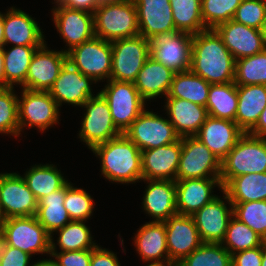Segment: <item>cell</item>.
I'll list each match as a JSON object with an SVG mask.
<instances>
[{
  "instance_id": "cell-1",
  "label": "cell",
  "mask_w": 266,
  "mask_h": 266,
  "mask_svg": "<svg viewBox=\"0 0 266 266\" xmlns=\"http://www.w3.org/2000/svg\"><path fill=\"white\" fill-rule=\"evenodd\" d=\"M235 61L215 29L192 36L190 70L209 84L234 82Z\"/></svg>"
},
{
  "instance_id": "cell-2",
  "label": "cell",
  "mask_w": 266,
  "mask_h": 266,
  "mask_svg": "<svg viewBox=\"0 0 266 266\" xmlns=\"http://www.w3.org/2000/svg\"><path fill=\"white\" fill-rule=\"evenodd\" d=\"M91 151L101 161V175L109 182L131 184L142 180L141 150L124 134Z\"/></svg>"
},
{
  "instance_id": "cell-3",
  "label": "cell",
  "mask_w": 266,
  "mask_h": 266,
  "mask_svg": "<svg viewBox=\"0 0 266 266\" xmlns=\"http://www.w3.org/2000/svg\"><path fill=\"white\" fill-rule=\"evenodd\" d=\"M266 172V138L244 133L221 161L220 182L224 188L233 178Z\"/></svg>"
},
{
  "instance_id": "cell-4",
  "label": "cell",
  "mask_w": 266,
  "mask_h": 266,
  "mask_svg": "<svg viewBox=\"0 0 266 266\" xmlns=\"http://www.w3.org/2000/svg\"><path fill=\"white\" fill-rule=\"evenodd\" d=\"M95 37L105 41L130 38L139 33L134 1L101 3L93 12Z\"/></svg>"
},
{
  "instance_id": "cell-5",
  "label": "cell",
  "mask_w": 266,
  "mask_h": 266,
  "mask_svg": "<svg viewBox=\"0 0 266 266\" xmlns=\"http://www.w3.org/2000/svg\"><path fill=\"white\" fill-rule=\"evenodd\" d=\"M99 93L106 99L116 128L123 134L146 108L134 82L106 81Z\"/></svg>"
},
{
  "instance_id": "cell-6",
  "label": "cell",
  "mask_w": 266,
  "mask_h": 266,
  "mask_svg": "<svg viewBox=\"0 0 266 266\" xmlns=\"http://www.w3.org/2000/svg\"><path fill=\"white\" fill-rule=\"evenodd\" d=\"M81 108H85L78 137L92 150L96 145L120 136L106 99L98 92L90 97Z\"/></svg>"
},
{
  "instance_id": "cell-7",
  "label": "cell",
  "mask_w": 266,
  "mask_h": 266,
  "mask_svg": "<svg viewBox=\"0 0 266 266\" xmlns=\"http://www.w3.org/2000/svg\"><path fill=\"white\" fill-rule=\"evenodd\" d=\"M112 64L110 79L134 82L150 55V40L142 35L111 42Z\"/></svg>"
},
{
  "instance_id": "cell-8",
  "label": "cell",
  "mask_w": 266,
  "mask_h": 266,
  "mask_svg": "<svg viewBox=\"0 0 266 266\" xmlns=\"http://www.w3.org/2000/svg\"><path fill=\"white\" fill-rule=\"evenodd\" d=\"M2 227L4 244L18 248L31 256L50 255L51 235L35 216L8 218Z\"/></svg>"
},
{
  "instance_id": "cell-9",
  "label": "cell",
  "mask_w": 266,
  "mask_h": 266,
  "mask_svg": "<svg viewBox=\"0 0 266 266\" xmlns=\"http://www.w3.org/2000/svg\"><path fill=\"white\" fill-rule=\"evenodd\" d=\"M221 161L196 136L182 137L176 180L220 179Z\"/></svg>"
},
{
  "instance_id": "cell-10",
  "label": "cell",
  "mask_w": 266,
  "mask_h": 266,
  "mask_svg": "<svg viewBox=\"0 0 266 266\" xmlns=\"http://www.w3.org/2000/svg\"><path fill=\"white\" fill-rule=\"evenodd\" d=\"M67 61L95 82L108 81L112 64L111 42L94 37L68 51Z\"/></svg>"
},
{
  "instance_id": "cell-11",
  "label": "cell",
  "mask_w": 266,
  "mask_h": 266,
  "mask_svg": "<svg viewBox=\"0 0 266 266\" xmlns=\"http://www.w3.org/2000/svg\"><path fill=\"white\" fill-rule=\"evenodd\" d=\"M21 89V97H18L20 135L26 127H36L43 133L52 125L59 124L60 108L48 91Z\"/></svg>"
},
{
  "instance_id": "cell-12",
  "label": "cell",
  "mask_w": 266,
  "mask_h": 266,
  "mask_svg": "<svg viewBox=\"0 0 266 266\" xmlns=\"http://www.w3.org/2000/svg\"><path fill=\"white\" fill-rule=\"evenodd\" d=\"M123 134L141 151L172 144L181 138L169 119L146 108Z\"/></svg>"
},
{
  "instance_id": "cell-13",
  "label": "cell",
  "mask_w": 266,
  "mask_h": 266,
  "mask_svg": "<svg viewBox=\"0 0 266 266\" xmlns=\"http://www.w3.org/2000/svg\"><path fill=\"white\" fill-rule=\"evenodd\" d=\"M38 201L16 172L0 173V207L5 219L35 216Z\"/></svg>"
},
{
  "instance_id": "cell-14",
  "label": "cell",
  "mask_w": 266,
  "mask_h": 266,
  "mask_svg": "<svg viewBox=\"0 0 266 266\" xmlns=\"http://www.w3.org/2000/svg\"><path fill=\"white\" fill-rule=\"evenodd\" d=\"M221 192L222 199L217 196L192 215L203 243H221L233 217V205L228 195L223 190Z\"/></svg>"
},
{
  "instance_id": "cell-15",
  "label": "cell",
  "mask_w": 266,
  "mask_h": 266,
  "mask_svg": "<svg viewBox=\"0 0 266 266\" xmlns=\"http://www.w3.org/2000/svg\"><path fill=\"white\" fill-rule=\"evenodd\" d=\"M51 12L57 32L68 47L65 53L95 37L93 13L62 5L54 6Z\"/></svg>"
},
{
  "instance_id": "cell-16",
  "label": "cell",
  "mask_w": 266,
  "mask_h": 266,
  "mask_svg": "<svg viewBox=\"0 0 266 266\" xmlns=\"http://www.w3.org/2000/svg\"><path fill=\"white\" fill-rule=\"evenodd\" d=\"M192 36L176 32L150 40V55L175 72L190 70Z\"/></svg>"
},
{
  "instance_id": "cell-17",
  "label": "cell",
  "mask_w": 266,
  "mask_h": 266,
  "mask_svg": "<svg viewBox=\"0 0 266 266\" xmlns=\"http://www.w3.org/2000/svg\"><path fill=\"white\" fill-rule=\"evenodd\" d=\"M45 42L37 48L29 65L25 80V89L34 91H49L59 72L67 62V53L63 51L49 50Z\"/></svg>"
},
{
  "instance_id": "cell-18",
  "label": "cell",
  "mask_w": 266,
  "mask_h": 266,
  "mask_svg": "<svg viewBox=\"0 0 266 266\" xmlns=\"http://www.w3.org/2000/svg\"><path fill=\"white\" fill-rule=\"evenodd\" d=\"M92 83L96 84L97 82L91 77L83 75L67 61L48 92L58 107H61L62 103L81 107L90 97L95 96L94 92L92 93Z\"/></svg>"
},
{
  "instance_id": "cell-19",
  "label": "cell",
  "mask_w": 266,
  "mask_h": 266,
  "mask_svg": "<svg viewBox=\"0 0 266 266\" xmlns=\"http://www.w3.org/2000/svg\"><path fill=\"white\" fill-rule=\"evenodd\" d=\"M137 9L139 33L152 40L178 32L169 0H133Z\"/></svg>"
},
{
  "instance_id": "cell-20",
  "label": "cell",
  "mask_w": 266,
  "mask_h": 266,
  "mask_svg": "<svg viewBox=\"0 0 266 266\" xmlns=\"http://www.w3.org/2000/svg\"><path fill=\"white\" fill-rule=\"evenodd\" d=\"M164 222L170 261L181 262L203 243L192 216L176 214Z\"/></svg>"
},
{
  "instance_id": "cell-21",
  "label": "cell",
  "mask_w": 266,
  "mask_h": 266,
  "mask_svg": "<svg viewBox=\"0 0 266 266\" xmlns=\"http://www.w3.org/2000/svg\"><path fill=\"white\" fill-rule=\"evenodd\" d=\"M215 30L235 60L252 56L266 49L261 30L229 20Z\"/></svg>"
},
{
  "instance_id": "cell-22",
  "label": "cell",
  "mask_w": 266,
  "mask_h": 266,
  "mask_svg": "<svg viewBox=\"0 0 266 266\" xmlns=\"http://www.w3.org/2000/svg\"><path fill=\"white\" fill-rule=\"evenodd\" d=\"M182 137L175 143L141 151L142 179L176 181Z\"/></svg>"
},
{
  "instance_id": "cell-23",
  "label": "cell",
  "mask_w": 266,
  "mask_h": 266,
  "mask_svg": "<svg viewBox=\"0 0 266 266\" xmlns=\"http://www.w3.org/2000/svg\"><path fill=\"white\" fill-rule=\"evenodd\" d=\"M175 184L177 214L188 216L218 196L212 194L215 187L223 190L220 179H184L176 180Z\"/></svg>"
},
{
  "instance_id": "cell-24",
  "label": "cell",
  "mask_w": 266,
  "mask_h": 266,
  "mask_svg": "<svg viewBox=\"0 0 266 266\" xmlns=\"http://www.w3.org/2000/svg\"><path fill=\"white\" fill-rule=\"evenodd\" d=\"M148 184L144 191L143 211L155 222H164L177 214L176 184L172 180L142 179Z\"/></svg>"
},
{
  "instance_id": "cell-25",
  "label": "cell",
  "mask_w": 266,
  "mask_h": 266,
  "mask_svg": "<svg viewBox=\"0 0 266 266\" xmlns=\"http://www.w3.org/2000/svg\"><path fill=\"white\" fill-rule=\"evenodd\" d=\"M35 19L13 6L8 11L6 10L4 13L3 46L7 44H13L12 46H42L46 42L45 37Z\"/></svg>"
},
{
  "instance_id": "cell-26",
  "label": "cell",
  "mask_w": 266,
  "mask_h": 266,
  "mask_svg": "<svg viewBox=\"0 0 266 266\" xmlns=\"http://www.w3.org/2000/svg\"><path fill=\"white\" fill-rule=\"evenodd\" d=\"M243 134L235 121L208 116L195 136L222 161Z\"/></svg>"
},
{
  "instance_id": "cell-27",
  "label": "cell",
  "mask_w": 266,
  "mask_h": 266,
  "mask_svg": "<svg viewBox=\"0 0 266 266\" xmlns=\"http://www.w3.org/2000/svg\"><path fill=\"white\" fill-rule=\"evenodd\" d=\"M165 101L164 109L175 132L180 137L195 136L208 117L206 107L179 98H165Z\"/></svg>"
},
{
  "instance_id": "cell-28",
  "label": "cell",
  "mask_w": 266,
  "mask_h": 266,
  "mask_svg": "<svg viewBox=\"0 0 266 266\" xmlns=\"http://www.w3.org/2000/svg\"><path fill=\"white\" fill-rule=\"evenodd\" d=\"M133 239L136 252L144 263L170 261L166 243L165 222H146L139 227Z\"/></svg>"
},
{
  "instance_id": "cell-29",
  "label": "cell",
  "mask_w": 266,
  "mask_h": 266,
  "mask_svg": "<svg viewBox=\"0 0 266 266\" xmlns=\"http://www.w3.org/2000/svg\"><path fill=\"white\" fill-rule=\"evenodd\" d=\"M176 72L150 56L139 71L134 85L145 100H154L169 93Z\"/></svg>"
},
{
  "instance_id": "cell-30",
  "label": "cell",
  "mask_w": 266,
  "mask_h": 266,
  "mask_svg": "<svg viewBox=\"0 0 266 266\" xmlns=\"http://www.w3.org/2000/svg\"><path fill=\"white\" fill-rule=\"evenodd\" d=\"M238 106L236 124L248 133L257 123L266 107V85H237Z\"/></svg>"
},
{
  "instance_id": "cell-31",
  "label": "cell",
  "mask_w": 266,
  "mask_h": 266,
  "mask_svg": "<svg viewBox=\"0 0 266 266\" xmlns=\"http://www.w3.org/2000/svg\"><path fill=\"white\" fill-rule=\"evenodd\" d=\"M22 177L37 201L69 182L55 164L49 163L31 166Z\"/></svg>"
},
{
  "instance_id": "cell-32",
  "label": "cell",
  "mask_w": 266,
  "mask_h": 266,
  "mask_svg": "<svg viewBox=\"0 0 266 266\" xmlns=\"http://www.w3.org/2000/svg\"><path fill=\"white\" fill-rule=\"evenodd\" d=\"M65 196L66 185L38 201L35 217L51 236L71 221L64 207Z\"/></svg>"
},
{
  "instance_id": "cell-33",
  "label": "cell",
  "mask_w": 266,
  "mask_h": 266,
  "mask_svg": "<svg viewBox=\"0 0 266 266\" xmlns=\"http://www.w3.org/2000/svg\"><path fill=\"white\" fill-rule=\"evenodd\" d=\"M39 47L17 45L6 50L3 46L5 87H14L16 84L25 88L29 65Z\"/></svg>"
},
{
  "instance_id": "cell-34",
  "label": "cell",
  "mask_w": 266,
  "mask_h": 266,
  "mask_svg": "<svg viewBox=\"0 0 266 266\" xmlns=\"http://www.w3.org/2000/svg\"><path fill=\"white\" fill-rule=\"evenodd\" d=\"M210 85L191 70L176 72L166 98H179L206 107Z\"/></svg>"
},
{
  "instance_id": "cell-35",
  "label": "cell",
  "mask_w": 266,
  "mask_h": 266,
  "mask_svg": "<svg viewBox=\"0 0 266 266\" xmlns=\"http://www.w3.org/2000/svg\"><path fill=\"white\" fill-rule=\"evenodd\" d=\"M223 191L231 203L266 201V172L233 178Z\"/></svg>"
},
{
  "instance_id": "cell-36",
  "label": "cell",
  "mask_w": 266,
  "mask_h": 266,
  "mask_svg": "<svg viewBox=\"0 0 266 266\" xmlns=\"http://www.w3.org/2000/svg\"><path fill=\"white\" fill-rule=\"evenodd\" d=\"M237 106L238 93L234 82L210 85L206 103L208 116L235 121Z\"/></svg>"
},
{
  "instance_id": "cell-37",
  "label": "cell",
  "mask_w": 266,
  "mask_h": 266,
  "mask_svg": "<svg viewBox=\"0 0 266 266\" xmlns=\"http://www.w3.org/2000/svg\"><path fill=\"white\" fill-rule=\"evenodd\" d=\"M85 224V221L71 220L64 227L55 231V234L58 233L59 235L57 240H55L57 242H54V237L51 236L50 250H56L57 245L60 251L94 249L98 244L93 241L90 228Z\"/></svg>"
},
{
  "instance_id": "cell-38",
  "label": "cell",
  "mask_w": 266,
  "mask_h": 266,
  "mask_svg": "<svg viewBox=\"0 0 266 266\" xmlns=\"http://www.w3.org/2000/svg\"><path fill=\"white\" fill-rule=\"evenodd\" d=\"M175 28L191 35L206 29L201 17V0H169Z\"/></svg>"
},
{
  "instance_id": "cell-39",
  "label": "cell",
  "mask_w": 266,
  "mask_h": 266,
  "mask_svg": "<svg viewBox=\"0 0 266 266\" xmlns=\"http://www.w3.org/2000/svg\"><path fill=\"white\" fill-rule=\"evenodd\" d=\"M264 239L234 216L230 219L226 235L221 242L230 254L262 246Z\"/></svg>"
},
{
  "instance_id": "cell-40",
  "label": "cell",
  "mask_w": 266,
  "mask_h": 266,
  "mask_svg": "<svg viewBox=\"0 0 266 266\" xmlns=\"http://www.w3.org/2000/svg\"><path fill=\"white\" fill-rule=\"evenodd\" d=\"M234 83L236 85H266V49L235 61Z\"/></svg>"
},
{
  "instance_id": "cell-41",
  "label": "cell",
  "mask_w": 266,
  "mask_h": 266,
  "mask_svg": "<svg viewBox=\"0 0 266 266\" xmlns=\"http://www.w3.org/2000/svg\"><path fill=\"white\" fill-rule=\"evenodd\" d=\"M179 266H232L231 254L221 243H202Z\"/></svg>"
},
{
  "instance_id": "cell-42",
  "label": "cell",
  "mask_w": 266,
  "mask_h": 266,
  "mask_svg": "<svg viewBox=\"0 0 266 266\" xmlns=\"http://www.w3.org/2000/svg\"><path fill=\"white\" fill-rule=\"evenodd\" d=\"M233 216L266 240V201L232 203Z\"/></svg>"
},
{
  "instance_id": "cell-43",
  "label": "cell",
  "mask_w": 266,
  "mask_h": 266,
  "mask_svg": "<svg viewBox=\"0 0 266 266\" xmlns=\"http://www.w3.org/2000/svg\"><path fill=\"white\" fill-rule=\"evenodd\" d=\"M14 87H0V133L19 137L18 95Z\"/></svg>"
},
{
  "instance_id": "cell-44",
  "label": "cell",
  "mask_w": 266,
  "mask_h": 266,
  "mask_svg": "<svg viewBox=\"0 0 266 266\" xmlns=\"http://www.w3.org/2000/svg\"><path fill=\"white\" fill-rule=\"evenodd\" d=\"M242 0H201V17L206 29L232 20Z\"/></svg>"
},
{
  "instance_id": "cell-45",
  "label": "cell",
  "mask_w": 266,
  "mask_h": 266,
  "mask_svg": "<svg viewBox=\"0 0 266 266\" xmlns=\"http://www.w3.org/2000/svg\"><path fill=\"white\" fill-rule=\"evenodd\" d=\"M94 203L86 190L74 187L71 182L66 184L64 207L71 220L86 222L93 215Z\"/></svg>"
},
{
  "instance_id": "cell-46",
  "label": "cell",
  "mask_w": 266,
  "mask_h": 266,
  "mask_svg": "<svg viewBox=\"0 0 266 266\" xmlns=\"http://www.w3.org/2000/svg\"><path fill=\"white\" fill-rule=\"evenodd\" d=\"M266 16V0H242L232 20L261 30Z\"/></svg>"
},
{
  "instance_id": "cell-47",
  "label": "cell",
  "mask_w": 266,
  "mask_h": 266,
  "mask_svg": "<svg viewBox=\"0 0 266 266\" xmlns=\"http://www.w3.org/2000/svg\"><path fill=\"white\" fill-rule=\"evenodd\" d=\"M93 249L79 251L50 250L49 262L53 266H90Z\"/></svg>"
},
{
  "instance_id": "cell-48",
  "label": "cell",
  "mask_w": 266,
  "mask_h": 266,
  "mask_svg": "<svg viewBox=\"0 0 266 266\" xmlns=\"http://www.w3.org/2000/svg\"><path fill=\"white\" fill-rule=\"evenodd\" d=\"M32 256L18 248L3 243L0 249V266H34L30 263Z\"/></svg>"
},
{
  "instance_id": "cell-49",
  "label": "cell",
  "mask_w": 266,
  "mask_h": 266,
  "mask_svg": "<svg viewBox=\"0 0 266 266\" xmlns=\"http://www.w3.org/2000/svg\"><path fill=\"white\" fill-rule=\"evenodd\" d=\"M232 266H261L262 246L231 254Z\"/></svg>"
},
{
  "instance_id": "cell-50",
  "label": "cell",
  "mask_w": 266,
  "mask_h": 266,
  "mask_svg": "<svg viewBox=\"0 0 266 266\" xmlns=\"http://www.w3.org/2000/svg\"><path fill=\"white\" fill-rule=\"evenodd\" d=\"M90 266H121L115 252L97 245L92 250Z\"/></svg>"
},
{
  "instance_id": "cell-51",
  "label": "cell",
  "mask_w": 266,
  "mask_h": 266,
  "mask_svg": "<svg viewBox=\"0 0 266 266\" xmlns=\"http://www.w3.org/2000/svg\"><path fill=\"white\" fill-rule=\"evenodd\" d=\"M100 4L98 0H65L62 6L93 13Z\"/></svg>"
},
{
  "instance_id": "cell-52",
  "label": "cell",
  "mask_w": 266,
  "mask_h": 266,
  "mask_svg": "<svg viewBox=\"0 0 266 266\" xmlns=\"http://www.w3.org/2000/svg\"><path fill=\"white\" fill-rule=\"evenodd\" d=\"M248 133L253 136L266 138V107L261 112L256 125Z\"/></svg>"
},
{
  "instance_id": "cell-53",
  "label": "cell",
  "mask_w": 266,
  "mask_h": 266,
  "mask_svg": "<svg viewBox=\"0 0 266 266\" xmlns=\"http://www.w3.org/2000/svg\"><path fill=\"white\" fill-rule=\"evenodd\" d=\"M0 87H5L3 47H0Z\"/></svg>"
},
{
  "instance_id": "cell-54",
  "label": "cell",
  "mask_w": 266,
  "mask_h": 266,
  "mask_svg": "<svg viewBox=\"0 0 266 266\" xmlns=\"http://www.w3.org/2000/svg\"><path fill=\"white\" fill-rule=\"evenodd\" d=\"M3 28H4V14L0 11V47H3L4 43Z\"/></svg>"
},
{
  "instance_id": "cell-55",
  "label": "cell",
  "mask_w": 266,
  "mask_h": 266,
  "mask_svg": "<svg viewBox=\"0 0 266 266\" xmlns=\"http://www.w3.org/2000/svg\"><path fill=\"white\" fill-rule=\"evenodd\" d=\"M146 266H179V263L173 261H167L163 263H147Z\"/></svg>"
},
{
  "instance_id": "cell-56",
  "label": "cell",
  "mask_w": 266,
  "mask_h": 266,
  "mask_svg": "<svg viewBox=\"0 0 266 266\" xmlns=\"http://www.w3.org/2000/svg\"><path fill=\"white\" fill-rule=\"evenodd\" d=\"M261 266H266V240L262 244V262Z\"/></svg>"
},
{
  "instance_id": "cell-57",
  "label": "cell",
  "mask_w": 266,
  "mask_h": 266,
  "mask_svg": "<svg viewBox=\"0 0 266 266\" xmlns=\"http://www.w3.org/2000/svg\"><path fill=\"white\" fill-rule=\"evenodd\" d=\"M34 266H53V265L49 262V259L43 258L42 260L39 259V261H37Z\"/></svg>"
},
{
  "instance_id": "cell-58",
  "label": "cell",
  "mask_w": 266,
  "mask_h": 266,
  "mask_svg": "<svg viewBox=\"0 0 266 266\" xmlns=\"http://www.w3.org/2000/svg\"><path fill=\"white\" fill-rule=\"evenodd\" d=\"M261 33H262L264 41L266 43V16H265V19H264V22H263V26L261 28Z\"/></svg>"
},
{
  "instance_id": "cell-59",
  "label": "cell",
  "mask_w": 266,
  "mask_h": 266,
  "mask_svg": "<svg viewBox=\"0 0 266 266\" xmlns=\"http://www.w3.org/2000/svg\"><path fill=\"white\" fill-rule=\"evenodd\" d=\"M3 243H4V239H3V227L0 226V249L2 248Z\"/></svg>"
},
{
  "instance_id": "cell-60",
  "label": "cell",
  "mask_w": 266,
  "mask_h": 266,
  "mask_svg": "<svg viewBox=\"0 0 266 266\" xmlns=\"http://www.w3.org/2000/svg\"><path fill=\"white\" fill-rule=\"evenodd\" d=\"M4 221H5V217L0 207V226H3Z\"/></svg>"
},
{
  "instance_id": "cell-61",
  "label": "cell",
  "mask_w": 266,
  "mask_h": 266,
  "mask_svg": "<svg viewBox=\"0 0 266 266\" xmlns=\"http://www.w3.org/2000/svg\"><path fill=\"white\" fill-rule=\"evenodd\" d=\"M132 0H105L106 3L127 2Z\"/></svg>"
},
{
  "instance_id": "cell-62",
  "label": "cell",
  "mask_w": 266,
  "mask_h": 266,
  "mask_svg": "<svg viewBox=\"0 0 266 266\" xmlns=\"http://www.w3.org/2000/svg\"><path fill=\"white\" fill-rule=\"evenodd\" d=\"M65 0H54V4H56V6L58 5H62L64 3Z\"/></svg>"
},
{
  "instance_id": "cell-63",
  "label": "cell",
  "mask_w": 266,
  "mask_h": 266,
  "mask_svg": "<svg viewBox=\"0 0 266 266\" xmlns=\"http://www.w3.org/2000/svg\"><path fill=\"white\" fill-rule=\"evenodd\" d=\"M100 3H104L105 2V0H98Z\"/></svg>"
}]
</instances>
